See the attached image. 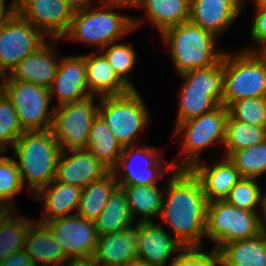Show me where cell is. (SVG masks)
Listing matches in <instances>:
<instances>
[{
  "label": "cell",
  "instance_id": "obj_1",
  "mask_svg": "<svg viewBox=\"0 0 266 266\" xmlns=\"http://www.w3.org/2000/svg\"><path fill=\"white\" fill-rule=\"evenodd\" d=\"M164 190L162 222L184 248L204 247L208 201L199 179L190 169H176Z\"/></svg>",
  "mask_w": 266,
  "mask_h": 266
},
{
  "label": "cell",
  "instance_id": "obj_2",
  "mask_svg": "<svg viewBox=\"0 0 266 266\" xmlns=\"http://www.w3.org/2000/svg\"><path fill=\"white\" fill-rule=\"evenodd\" d=\"M129 7L125 4L103 1L101 7L96 8L93 5L76 10L69 30L62 39L68 38L73 42L92 45L101 50L103 47L122 39L126 34H130L144 21L142 18H136V16L113 11V9Z\"/></svg>",
  "mask_w": 266,
  "mask_h": 266
},
{
  "label": "cell",
  "instance_id": "obj_3",
  "mask_svg": "<svg viewBox=\"0 0 266 266\" xmlns=\"http://www.w3.org/2000/svg\"><path fill=\"white\" fill-rule=\"evenodd\" d=\"M13 158L17 162L22 182L34 196L48 186L56 176L57 164L62 150L51 129L25 131L14 143Z\"/></svg>",
  "mask_w": 266,
  "mask_h": 266
},
{
  "label": "cell",
  "instance_id": "obj_4",
  "mask_svg": "<svg viewBox=\"0 0 266 266\" xmlns=\"http://www.w3.org/2000/svg\"><path fill=\"white\" fill-rule=\"evenodd\" d=\"M161 40L168 45L178 75L215 65L224 55L216 49L217 36L189 20L166 29Z\"/></svg>",
  "mask_w": 266,
  "mask_h": 266
},
{
  "label": "cell",
  "instance_id": "obj_5",
  "mask_svg": "<svg viewBox=\"0 0 266 266\" xmlns=\"http://www.w3.org/2000/svg\"><path fill=\"white\" fill-rule=\"evenodd\" d=\"M183 84L179 89L176 125L213 111L223 105V57L215 65L179 75Z\"/></svg>",
  "mask_w": 266,
  "mask_h": 266
},
{
  "label": "cell",
  "instance_id": "obj_6",
  "mask_svg": "<svg viewBox=\"0 0 266 266\" xmlns=\"http://www.w3.org/2000/svg\"><path fill=\"white\" fill-rule=\"evenodd\" d=\"M223 55V105L248 97H266V54L241 49ZM232 54V55H231Z\"/></svg>",
  "mask_w": 266,
  "mask_h": 266
},
{
  "label": "cell",
  "instance_id": "obj_7",
  "mask_svg": "<svg viewBox=\"0 0 266 266\" xmlns=\"http://www.w3.org/2000/svg\"><path fill=\"white\" fill-rule=\"evenodd\" d=\"M229 117L228 108L219 105L213 111L179 123L173 132V138L183 134L181 154L182 162L172 161L175 169H191L201 161L202 151L211 145H224L226 125Z\"/></svg>",
  "mask_w": 266,
  "mask_h": 266
},
{
  "label": "cell",
  "instance_id": "obj_8",
  "mask_svg": "<svg viewBox=\"0 0 266 266\" xmlns=\"http://www.w3.org/2000/svg\"><path fill=\"white\" fill-rule=\"evenodd\" d=\"M141 95L136 89L97 100L98 114L122 147L136 145L137 135L151 123V114Z\"/></svg>",
  "mask_w": 266,
  "mask_h": 266
},
{
  "label": "cell",
  "instance_id": "obj_9",
  "mask_svg": "<svg viewBox=\"0 0 266 266\" xmlns=\"http://www.w3.org/2000/svg\"><path fill=\"white\" fill-rule=\"evenodd\" d=\"M262 233L259 213L240 209L226 200L208 203L205 236L215 242V250L237 240L251 239Z\"/></svg>",
  "mask_w": 266,
  "mask_h": 266
},
{
  "label": "cell",
  "instance_id": "obj_10",
  "mask_svg": "<svg viewBox=\"0 0 266 266\" xmlns=\"http://www.w3.org/2000/svg\"><path fill=\"white\" fill-rule=\"evenodd\" d=\"M3 81L2 92L16 109L22 129L24 131L51 129L55 106L49 108L52 99L49 89L22 81Z\"/></svg>",
  "mask_w": 266,
  "mask_h": 266
},
{
  "label": "cell",
  "instance_id": "obj_11",
  "mask_svg": "<svg viewBox=\"0 0 266 266\" xmlns=\"http://www.w3.org/2000/svg\"><path fill=\"white\" fill-rule=\"evenodd\" d=\"M160 155L157 147H123L116 166L111 170L118 185H156L166 173L176 170L172 162L168 164Z\"/></svg>",
  "mask_w": 266,
  "mask_h": 266
},
{
  "label": "cell",
  "instance_id": "obj_12",
  "mask_svg": "<svg viewBox=\"0 0 266 266\" xmlns=\"http://www.w3.org/2000/svg\"><path fill=\"white\" fill-rule=\"evenodd\" d=\"M96 97L55 106L51 131L61 150L87 146L92 121L98 114Z\"/></svg>",
  "mask_w": 266,
  "mask_h": 266
},
{
  "label": "cell",
  "instance_id": "obj_13",
  "mask_svg": "<svg viewBox=\"0 0 266 266\" xmlns=\"http://www.w3.org/2000/svg\"><path fill=\"white\" fill-rule=\"evenodd\" d=\"M47 38L20 14L13 13L0 23V73H9Z\"/></svg>",
  "mask_w": 266,
  "mask_h": 266
},
{
  "label": "cell",
  "instance_id": "obj_14",
  "mask_svg": "<svg viewBox=\"0 0 266 266\" xmlns=\"http://www.w3.org/2000/svg\"><path fill=\"white\" fill-rule=\"evenodd\" d=\"M44 224L51 230L67 260L94 255L98 235L93 221L74 214Z\"/></svg>",
  "mask_w": 266,
  "mask_h": 266
},
{
  "label": "cell",
  "instance_id": "obj_15",
  "mask_svg": "<svg viewBox=\"0 0 266 266\" xmlns=\"http://www.w3.org/2000/svg\"><path fill=\"white\" fill-rule=\"evenodd\" d=\"M74 12L66 0H35L19 14L55 42L68 32Z\"/></svg>",
  "mask_w": 266,
  "mask_h": 266
},
{
  "label": "cell",
  "instance_id": "obj_16",
  "mask_svg": "<svg viewBox=\"0 0 266 266\" xmlns=\"http://www.w3.org/2000/svg\"><path fill=\"white\" fill-rule=\"evenodd\" d=\"M50 96H56L60 106L92 96L87 87L85 55L67 56L59 60L54 81L49 87Z\"/></svg>",
  "mask_w": 266,
  "mask_h": 266
},
{
  "label": "cell",
  "instance_id": "obj_17",
  "mask_svg": "<svg viewBox=\"0 0 266 266\" xmlns=\"http://www.w3.org/2000/svg\"><path fill=\"white\" fill-rule=\"evenodd\" d=\"M71 153V154H70ZM110 170L85 148L62 150L55 179L85 188L105 176Z\"/></svg>",
  "mask_w": 266,
  "mask_h": 266
},
{
  "label": "cell",
  "instance_id": "obj_18",
  "mask_svg": "<svg viewBox=\"0 0 266 266\" xmlns=\"http://www.w3.org/2000/svg\"><path fill=\"white\" fill-rule=\"evenodd\" d=\"M247 0H190L189 21L217 37L233 25Z\"/></svg>",
  "mask_w": 266,
  "mask_h": 266
},
{
  "label": "cell",
  "instance_id": "obj_19",
  "mask_svg": "<svg viewBox=\"0 0 266 266\" xmlns=\"http://www.w3.org/2000/svg\"><path fill=\"white\" fill-rule=\"evenodd\" d=\"M137 247L138 257L153 266H167L168 259L184 249L162 224L154 222L137 223ZM176 254L168 266L174 263Z\"/></svg>",
  "mask_w": 266,
  "mask_h": 266
},
{
  "label": "cell",
  "instance_id": "obj_20",
  "mask_svg": "<svg viewBox=\"0 0 266 266\" xmlns=\"http://www.w3.org/2000/svg\"><path fill=\"white\" fill-rule=\"evenodd\" d=\"M48 39L33 53L26 56L3 80L33 83L49 89L58 70L60 58Z\"/></svg>",
  "mask_w": 266,
  "mask_h": 266
},
{
  "label": "cell",
  "instance_id": "obj_21",
  "mask_svg": "<svg viewBox=\"0 0 266 266\" xmlns=\"http://www.w3.org/2000/svg\"><path fill=\"white\" fill-rule=\"evenodd\" d=\"M222 158L212 166L200 161L190 169L199 179L208 203L225 200L233 186L241 179L239 171L230 159Z\"/></svg>",
  "mask_w": 266,
  "mask_h": 266
},
{
  "label": "cell",
  "instance_id": "obj_22",
  "mask_svg": "<svg viewBox=\"0 0 266 266\" xmlns=\"http://www.w3.org/2000/svg\"><path fill=\"white\" fill-rule=\"evenodd\" d=\"M82 188L54 179L48 186L41 188L32 198L42 206V218L37 221L46 223L51 220L77 214ZM75 210V212H74Z\"/></svg>",
  "mask_w": 266,
  "mask_h": 266
},
{
  "label": "cell",
  "instance_id": "obj_23",
  "mask_svg": "<svg viewBox=\"0 0 266 266\" xmlns=\"http://www.w3.org/2000/svg\"><path fill=\"white\" fill-rule=\"evenodd\" d=\"M93 257L100 266H123L138 257L137 223L129 229L98 236Z\"/></svg>",
  "mask_w": 266,
  "mask_h": 266
},
{
  "label": "cell",
  "instance_id": "obj_24",
  "mask_svg": "<svg viewBox=\"0 0 266 266\" xmlns=\"http://www.w3.org/2000/svg\"><path fill=\"white\" fill-rule=\"evenodd\" d=\"M88 91L92 96H120L131 89L116 75L104 54H85Z\"/></svg>",
  "mask_w": 266,
  "mask_h": 266
},
{
  "label": "cell",
  "instance_id": "obj_25",
  "mask_svg": "<svg viewBox=\"0 0 266 266\" xmlns=\"http://www.w3.org/2000/svg\"><path fill=\"white\" fill-rule=\"evenodd\" d=\"M24 250L36 266H63L68 261L51 230L38 221L29 226Z\"/></svg>",
  "mask_w": 266,
  "mask_h": 266
},
{
  "label": "cell",
  "instance_id": "obj_26",
  "mask_svg": "<svg viewBox=\"0 0 266 266\" xmlns=\"http://www.w3.org/2000/svg\"><path fill=\"white\" fill-rule=\"evenodd\" d=\"M125 192L127 203L133 220L137 223L154 222L159 217L162 206L163 192L156 185H118Z\"/></svg>",
  "mask_w": 266,
  "mask_h": 266
},
{
  "label": "cell",
  "instance_id": "obj_27",
  "mask_svg": "<svg viewBox=\"0 0 266 266\" xmlns=\"http://www.w3.org/2000/svg\"><path fill=\"white\" fill-rule=\"evenodd\" d=\"M146 11L161 35L166 29L189 20L190 0H139L134 8Z\"/></svg>",
  "mask_w": 266,
  "mask_h": 266
},
{
  "label": "cell",
  "instance_id": "obj_28",
  "mask_svg": "<svg viewBox=\"0 0 266 266\" xmlns=\"http://www.w3.org/2000/svg\"><path fill=\"white\" fill-rule=\"evenodd\" d=\"M217 251L223 266H266L265 232L251 239L230 242Z\"/></svg>",
  "mask_w": 266,
  "mask_h": 266
},
{
  "label": "cell",
  "instance_id": "obj_29",
  "mask_svg": "<svg viewBox=\"0 0 266 266\" xmlns=\"http://www.w3.org/2000/svg\"><path fill=\"white\" fill-rule=\"evenodd\" d=\"M94 223L98 236L120 232L136 224L130 213L125 192L121 187H117L110 195Z\"/></svg>",
  "mask_w": 266,
  "mask_h": 266
},
{
  "label": "cell",
  "instance_id": "obj_30",
  "mask_svg": "<svg viewBox=\"0 0 266 266\" xmlns=\"http://www.w3.org/2000/svg\"><path fill=\"white\" fill-rule=\"evenodd\" d=\"M85 149L110 171L116 166L123 151V147L99 114L92 121Z\"/></svg>",
  "mask_w": 266,
  "mask_h": 266
},
{
  "label": "cell",
  "instance_id": "obj_31",
  "mask_svg": "<svg viewBox=\"0 0 266 266\" xmlns=\"http://www.w3.org/2000/svg\"><path fill=\"white\" fill-rule=\"evenodd\" d=\"M117 187V180L113 172L109 171L102 178L82 188L77 214L94 222Z\"/></svg>",
  "mask_w": 266,
  "mask_h": 266
},
{
  "label": "cell",
  "instance_id": "obj_32",
  "mask_svg": "<svg viewBox=\"0 0 266 266\" xmlns=\"http://www.w3.org/2000/svg\"><path fill=\"white\" fill-rule=\"evenodd\" d=\"M266 139V127L251 125L234 120L230 115L227 120L224 157L243 148L260 144Z\"/></svg>",
  "mask_w": 266,
  "mask_h": 266
},
{
  "label": "cell",
  "instance_id": "obj_33",
  "mask_svg": "<svg viewBox=\"0 0 266 266\" xmlns=\"http://www.w3.org/2000/svg\"><path fill=\"white\" fill-rule=\"evenodd\" d=\"M15 212L16 210L5 219L0 229V262L24 249L25 238L33 222L26 216H19Z\"/></svg>",
  "mask_w": 266,
  "mask_h": 266
},
{
  "label": "cell",
  "instance_id": "obj_34",
  "mask_svg": "<svg viewBox=\"0 0 266 266\" xmlns=\"http://www.w3.org/2000/svg\"><path fill=\"white\" fill-rule=\"evenodd\" d=\"M228 159L241 177L259 179L266 173V139L260 144L232 152Z\"/></svg>",
  "mask_w": 266,
  "mask_h": 266
},
{
  "label": "cell",
  "instance_id": "obj_35",
  "mask_svg": "<svg viewBox=\"0 0 266 266\" xmlns=\"http://www.w3.org/2000/svg\"><path fill=\"white\" fill-rule=\"evenodd\" d=\"M109 61L116 75L131 89L136 90L128 73L132 71L136 62V54L129 43L113 42L100 50ZM132 82V83H131Z\"/></svg>",
  "mask_w": 266,
  "mask_h": 266
},
{
  "label": "cell",
  "instance_id": "obj_36",
  "mask_svg": "<svg viewBox=\"0 0 266 266\" xmlns=\"http://www.w3.org/2000/svg\"><path fill=\"white\" fill-rule=\"evenodd\" d=\"M0 156V206L13 207L14 198L24 189L15 158Z\"/></svg>",
  "mask_w": 266,
  "mask_h": 266
},
{
  "label": "cell",
  "instance_id": "obj_37",
  "mask_svg": "<svg viewBox=\"0 0 266 266\" xmlns=\"http://www.w3.org/2000/svg\"><path fill=\"white\" fill-rule=\"evenodd\" d=\"M257 178L241 179L230 190L228 197L225 199L229 204L236 206L240 209L260 212L257 210L261 203L262 190ZM257 207V208H256Z\"/></svg>",
  "mask_w": 266,
  "mask_h": 266
},
{
  "label": "cell",
  "instance_id": "obj_38",
  "mask_svg": "<svg viewBox=\"0 0 266 266\" xmlns=\"http://www.w3.org/2000/svg\"><path fill=\"white\" fill-rule=\"evenodd\" d=\"M228 111L234 120L266 127V97L242 98L233 102Z\"/></svg>",
  "mask_w": 266,
  "mask_h": 266
},
{
  "label": "cell",
  "instance_id": "obj_39",
  "mask_svg": "<svg viewBox=\"0 0 266 266\" xmlns=\"http://www.w3.org/2000/svg\"><path fill=\"white\" fill-rule=\"evenodd\" d=\"M16 109L12 102L5 96L3 92L0 93V148L5 152L7 144L13 147L16 140L24 133Z\"/></svg>",
  "mask_w": 266,
  "mask_h": 266
},
{
  "label": "cell",
  "instance_id": "obj_40",
  "mask_svg": "<svg viewBox=\"0 0 266 266\" xmlns=\"http://www.w3.org/2000/svg\"><path fill=\"white\" fill-rule=\"evenodd\" d=\"M171 266H223L221 254L214 248L208 253L203 247L184 248Z\"/></svg>",
  "mask_w": 266,
  "mask_h": 266
},
{
  "label": "cell",
  "instance_id": "obj_41",
  "mask_svg": "<svg viewBox=\"0 0 266 266\" xmlns=\"http://www.w3.org/2000/svg\"><path fill=\"white\" fill-rule=\"evenodd\" d=\"M256 13L252 19V26L250 30V38L252 42L258 44L259 46L243 48V50L249 52H261L266 51V8L255 7Z\"/></svg>",
  "mask_w": 266,
  "mask_h": 266
},
{
  "label": "cell",
  "instance_id": "obj_42",
  "mask_svg": "<svg viewBox=\"0 0 266 266\" xmlns=\"http://www.w3.org/2000/svg\"><path fill=\"white\" fill-rule=\"evenodd\" d=\"M0 266H36L30 259L25 250L13 253L8 256L3 262H0Z\"/></svg>",
  "mask_w": 266,
  "mask_h": 266
},
{
  "label": "cell",
  "instance_id": "obj_43",
  "mask_svg": "<svg viewBox=\"0 0 266 266\" xmlns=\"http://www.w3.org/2000/svg\"><path fill=\"white\" fill-rule=\"evenodd\" d=\"M63 266H100L94 257L69 259Z\"/></svg>",
  "mask_w": 266,
  "mask_h": 266
},
{
  "label": "cell",
  "instance_id": "obj_44",
  "mask_svg": "<svg viewBox=\"0 0 266 266\" xmlns=\"http://www.w3.org/2000/svg\"><path fill=\"white\" fill-rule=\"evenodd\" d=\"M259 211L260 228L262 232H266V191L262 193Z\"/></svg>",
  "mask_w": 266,
  "mask_h": 266
},
{
  "label": "cell",
  "instance_id": "obj_45",
  "mask_svg": "<svg viewBox=\"0 0 266 266\" xmlns=\"http://www.w3.org/2000/svg\"><path fill=\"white\" fill-rule=\"evenodd\" d=\"M66 2L73 8L74 11L85 9L96 4L93 0H66ZM102 2L103 0H100V3Z\"/></svg>",
  "mask_w": 266,
  "mask_h": 266
},
{
  "label": "cell",
  "instance_id": "obj_46",
  "mask_svg": "<svg viewBox=\"0 0 266 266\" xmlns=\"http://www.w3.org/2000/svg\"><path fill=\"white\" fill-rule=\"evenodd\" d=\"M13 13L12 6H7L6 0H0V23L8 19Z\"/></svg>",
  "mask_w": 266,
  "mask_h": 266
},
{
  "label": "cell",
  "instance_id": "obj_47",
  "mask_svg": "<svg viewBox=\"0 0 266 266\" xmlns=\"http://www.w3.org/2000/svg\"><path fill=\"white\" fill-rule=\"evenodd\" d=\"M35 0H12L10 5L12 6L13 12L19 14L29 3Z\"/></svg>",
  "mask_w": 266,
  "mask_h": 266
},
{
  "label": "cell",
  "instance_id": "obj_48",
  "mask_svg": "<svg viewBox=\"0 0 266 266\" xmlns=\"http://www.w3.org/2000/svg\"><path fill=\"white\" fill-rule=\"evenodd\" d=\"M13 208L6 206H0V229L5 221V219L13 212Z\"/></svg>",
  "mask_w": 266,
  "mask_h": 266
},
{
  "label": "cell",
  "instance_id": "obj_49",
  "mask_svg": "<svg viewBox=\"0 0 266 266\" xmlns=\"http://www.w3.org/2000/svg\"><path fill=\"white\" fill-rule=\"evenodd\" d=\"M123 266H153L150 263H147L144 259L136 257L132 260H129L125 265Z\"/></svg>",
  "mask_w": 266,
  "mask_h": 266
},
{
  "label": "cell",
  "instance_id": "obj_50",
  "mask_svg": "<svg viewBox=\"0 0 266 266\" xmlns=\"http://www.w3.org/2000/svg\"><path fill=\"white\" fill-rule=\"evenodd\" d=\"M105 2L110 3H119V4H125L134 8V6L139 2V0H103Z\"/></svg>",
  "mask_w": 266,
  "mask_h": 266
},
{
  "label": "cell",
  "instance_id": "obj_51",
  "mask_svg": "<svg viewBox=\"0 0 266 266\" xmlns=\"http://www.w3.org/2000/svg\"><path fill=\"white\" fill-rule=\"evenodd\" d=\"M256 7L266 8V0H253Z\"/></svg>",
  "mask_w": 266,
  "mask_h": 266
},
{
  "label": "cell",
  "instance_id": "obj_52",
  "mask_svg": "<svg viewBox=\"0 0 266 266\" xmlns=\"http://www.w3.org/2000/svg\"><path fill=\"white\" fill-rule=\"evenodd\" d=\"M3 75L0 73V93L2 92Z\"/></svg>",
  "mask_w": 266,
  "mask_h": 266
},
{
  "label": "cell",
  "instance_id": "obj_53",
  "mask_svg": "<svg viewBox=\"0 0 266 266\" xmlns=\"http://www.w3.org/2000/svg\"><path fill=\"white\" fill-rule=\"evenodd\" d=\"M4 153L5 151L2 148H0V156H2Z\"/></svg>",
  "mask_w": 266,
  "mask_h": 266
}]
</instances>
